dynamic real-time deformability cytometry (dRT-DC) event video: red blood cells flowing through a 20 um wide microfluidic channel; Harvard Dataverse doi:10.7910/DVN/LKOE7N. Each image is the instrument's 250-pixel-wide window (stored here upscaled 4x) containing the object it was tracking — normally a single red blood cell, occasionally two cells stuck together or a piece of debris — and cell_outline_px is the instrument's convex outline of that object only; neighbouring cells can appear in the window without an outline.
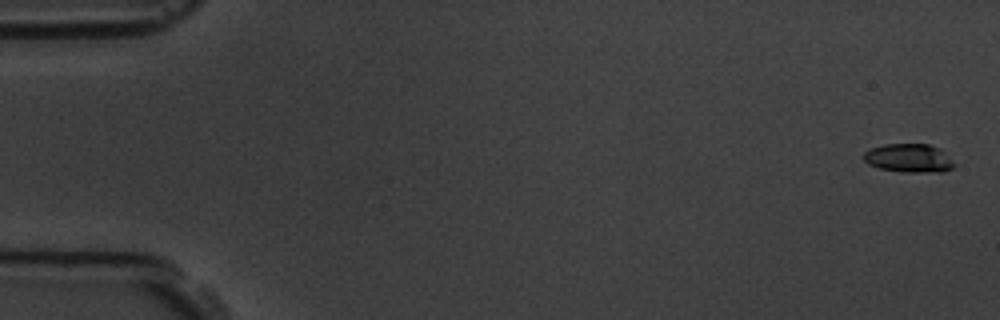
{"species": "common noctule bat (a hibernating species)", "species_latin": "Nyctalus noctula", "temperature_condition": "room temperature", "stored_images_in_passage": 10, "camera_frame_rate_fps": 3000, "um_per_image_px": 0.085, "animal": {"sex": "male", "body_mass_g": 19.5, "forearm_length_mm": 54.6}, "frame": {"image": 1, "passage_image": 1, "time_ms": 0.0, "image_size_px": [1000, 320], "cell_outline_px": [[956, 164], [952, 168], [944, 172], [904, 172], [880, 168], [868, 164], [864, 160], [864, 152], [872, 148], [884, 144], [928, 144], [940, 148]], "centroid_in_image_um": [77.28, 13.44], "position_along_channel_um": 7.7, "area_um2": 15.09}}
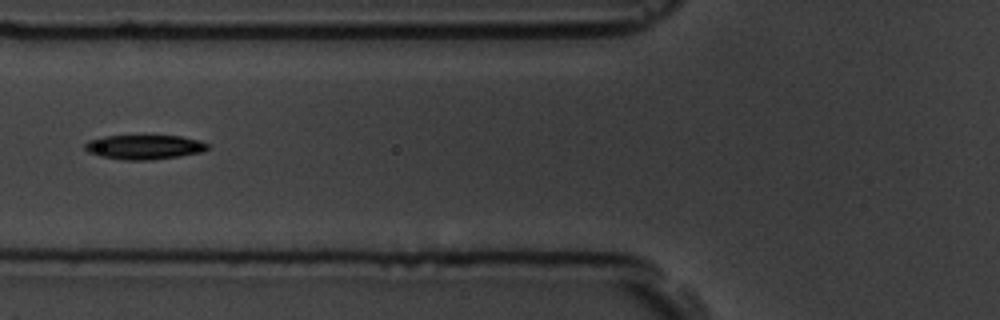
{"frame": {"image": 2, "passage_image": 7, "time_ms": 7.0, "image_size_px": [1000, 320], "cell_outline_px": [[208, 148], [200, 152], [180, 156], [152, 160], [124, 160], [100, 156], [88, 152], [84, 148], [84, 144], [88, 140], [104, 136], [180, 136], [200, 140], [208, 144]], "centroid_in_image_um": [12.23, 12.5], "position_along_channel_um": 113.6, "area_um2": 17.46}}
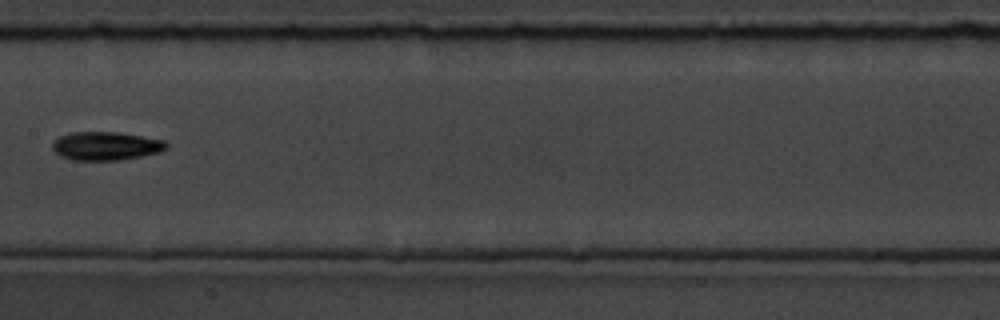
{"frame": {"image": 3, "passage_image": 9, "time_ms": 9.333, "image_size_px": [1000, 320], "cell_outline_px": [[168, 148], [160, 152], [120, 160], [72, 160], [60, 156], [52, 148], [52, 144], [60, 136], [72, 132], [116, 132], [164, 140], [168, 144]], "centroid_in_image_um": [9.01, 12.41], "position_along_channel_um": 198.4, "area_um2": 18.79}}